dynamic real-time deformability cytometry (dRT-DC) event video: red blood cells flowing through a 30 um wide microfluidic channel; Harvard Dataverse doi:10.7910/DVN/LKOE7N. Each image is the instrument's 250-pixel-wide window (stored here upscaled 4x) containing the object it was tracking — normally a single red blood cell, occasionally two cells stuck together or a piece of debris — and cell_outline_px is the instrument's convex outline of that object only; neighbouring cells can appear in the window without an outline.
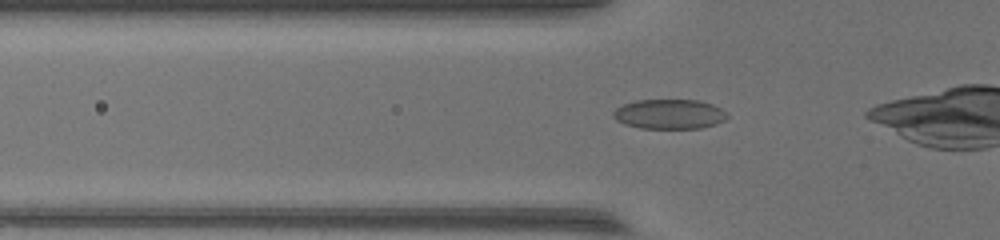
{"species": "common noctule bat (a hibernating species)", "species_latin": "Nyctalus noctula", "temperature_condition": "warm", "stored_images_in_passage": 30, "camera_frame_rate_fps": 3000, "um_per_image_px": 0.085, "animal": {"sex": "female", "body_mass_g": 17.0, "forearm_length_mm": 48.0}, "frame": {"image": 1, "passage_image": 3, "time_ms": 0.667, "image_size_px": [1000, 240], "cell_outline_px": [[728, 116], [724, 120], [716, 124], [700, 128], [640, 128], [624, 124], [616, 120], [612, 116], [612, 112], [616, 108], [624, 104], [636, 100], [700, 100], [712, 104], [728, 112]], "centroid_in_image_um": [56.89, 9.69], "position_along_channel_um": 68.9, "area_um2": 19.83}}
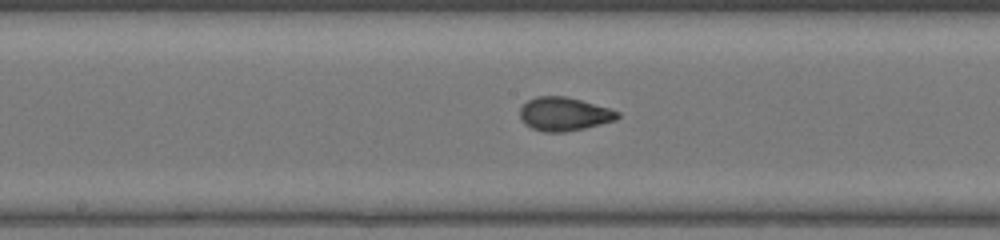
{"frame": {"image": 2, "passage_image": 13, "time_ms": 4.0, "image_size_px": [1000, 240], "cell_outline_px": [[620, 116], [616, 120], [584, 128], [564, 132], [544, 132], [532, 128], [524, 124], [520, 116], [520, 108], [528, 100], [536, 96], [564, 96], [580, 100], [608, 108], [620, 112]], "centroid_in_image_um": [47.93, 9.69], "position_along_channel_um": 200.3, "area_um2": 18.96}}
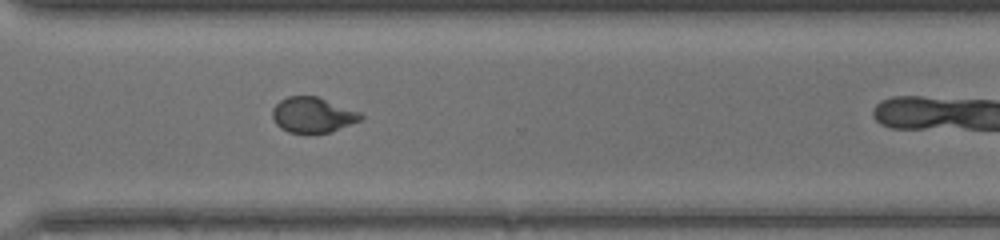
{"frame": {"image": 3, "passage_image": 24, "time_ms": 7.667, "image_size_px": [1000, 240], "cell_outline_px": [[364, 116], [360, 120], [332, 132], [312, 136], [288, 132], [280, 128], [276, 124], [272, 116], [272, 108], [280, 100], [288, 96], [316, 96], [360, 112]], "centroid_in_image_um": [26.55, 9.81], "position_along_channel_um": 344.0, "area_um2": 18.67}}